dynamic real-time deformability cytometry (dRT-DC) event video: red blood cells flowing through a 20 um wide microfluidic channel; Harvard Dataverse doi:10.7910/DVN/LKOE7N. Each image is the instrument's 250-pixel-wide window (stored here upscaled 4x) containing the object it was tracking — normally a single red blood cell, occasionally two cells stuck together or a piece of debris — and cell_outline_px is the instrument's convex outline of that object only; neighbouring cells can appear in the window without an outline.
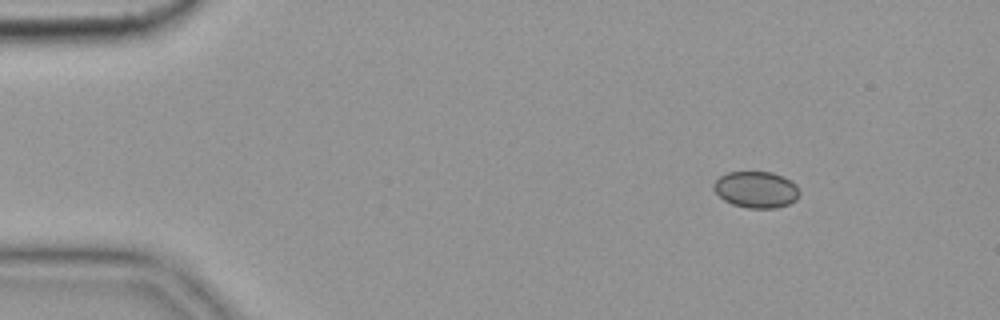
{"species": "common noctule bat (a hibernating species)", "species_latin": "Nyctalus noctula", "temperature_condition": "cold", "stored_images_in_passage": 50, "camera_frame_rate_fps": 3000, "um_per_image_px": 0.085, "animal": {"sex": "female", "body_mass_g": 19.9}, "frame": {"image": 1, "passage_image": 1, "time_ms": 0.0, "image_size_px": [1000, 320], "cell_outline_px": [[800, 192], [796, 200], [788, 204], [776, 208], [748, 208], [732, 204], [724, 200], [712, 188], [712, 184], [720, 176], [728, 172], [772, 172], [796, 184]], "centroid_in_image_um": [64.26, 16.12], "position_along_channel_um": 20.7, "area_um2": 18.15}}
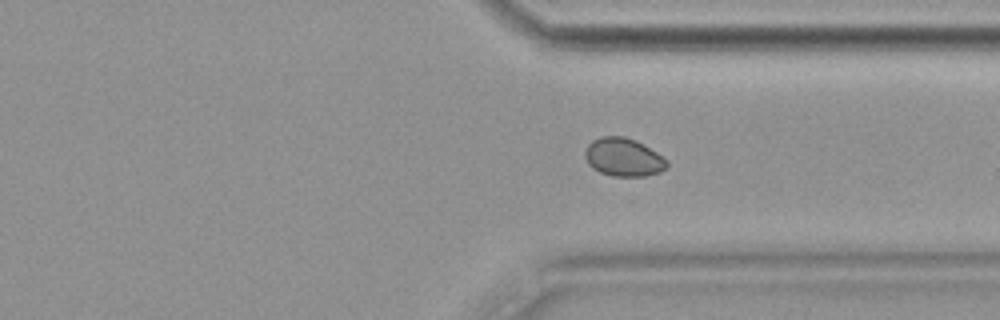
{"frame": {"image": 2, "passage_image": 36, "time_ms": 11.667, "image_size_px": [1000, 320], "cell_outline_px": [[668, 168], [660, 172], [644, 176], [612, 176], [600, 172], [592, 168], [588, 164], [584, 156], [584, 152], [588, 144], [592, 140], [600, 136], [624, 136], [636, 140], [656, 152], [668, 160]], "centroid_in_image_um": [52.99, 13.36], "position_along_channel_um": 358.4, "area_um2": 18.44}}
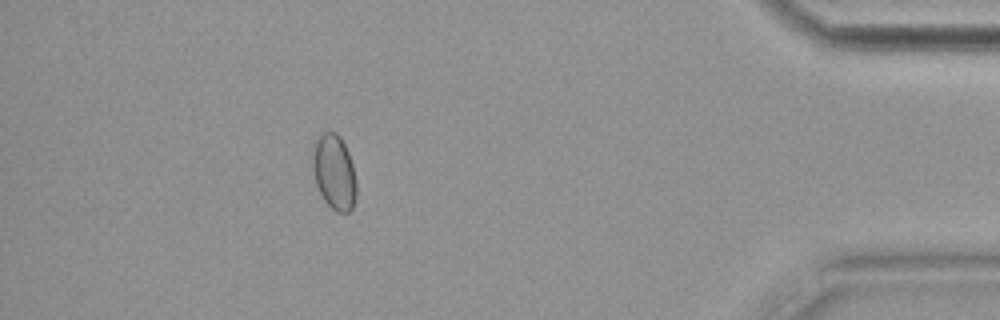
{"frame": {"image": 3, "passage_image": 44, "time_ms": 14.333, "image_size_px": [1000, 320], "cell_outline_px": [[356, 200], [352, 208], [348, 212], [336, 212], [324, 200], [316, 184], [312, 168], [312, 140], [324, 132], [336, 132], [340, 136], [348, 152], [352, 164], [356, 180]], "centroid_in_image_um": [28.38, 14.6], "position_along_channel_um": 406.8, "area_um2": 19.42}}